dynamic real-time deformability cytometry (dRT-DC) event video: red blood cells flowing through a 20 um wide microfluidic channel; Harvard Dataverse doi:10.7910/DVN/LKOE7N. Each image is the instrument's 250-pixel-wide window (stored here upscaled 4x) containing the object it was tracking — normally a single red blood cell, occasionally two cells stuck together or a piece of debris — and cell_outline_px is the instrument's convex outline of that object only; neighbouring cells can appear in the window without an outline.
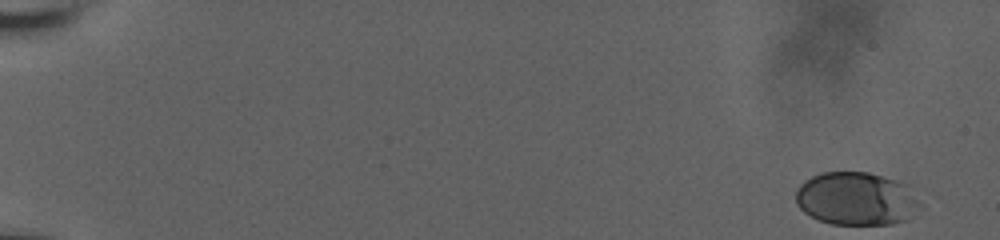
{"species": "human", "species_latin": "Homo sapiens", "temperature_condition": "room temperature", "stored_images_in_passage": 25, "camera_frame_rate_fps": 3000, "um_per_image_px": 0.085, "donor": {"sex": "male"}, "frame": {"image": 1, "passage_image": 1, "time_ms": 0.0, "image_size_px": [1000, 240], "cell_outline_px": [[924, 208], [904, 220], [892, 224], [832, 224], [820, 220], [804, 212], [796, 204], [796, 188], [804, 180], [820, 172], [868, 172], [896, 180], [908, 184], [924, 204]], "centroid_in_image_um": [72.84, 16.88], "position_along_channel_um": 12.2, "area_um2": 39.07}}
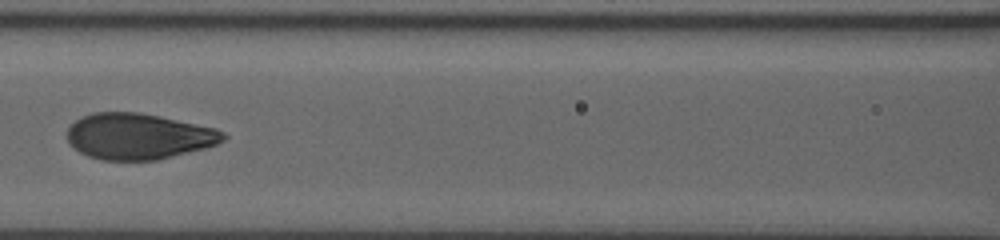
{"frame": {"image": 2, "passage_image": 22, "time_ms": 9.0, "image_size_px": [1000, 240], "cell_outline_px": [[228, 136], [224, 140], [216, 144], [204, 148], [156, 160], [100, 160], [88, 156], [80, 152], [68, 144], [68, 128], [80, 116], [92, 112], [140, 112], [160, 116], [216, 128], [224, 132]], "centroid_in_image_um": [11.75, 11.58], "position_along_channel_um": 154.8, "area_um2": 41.91}}
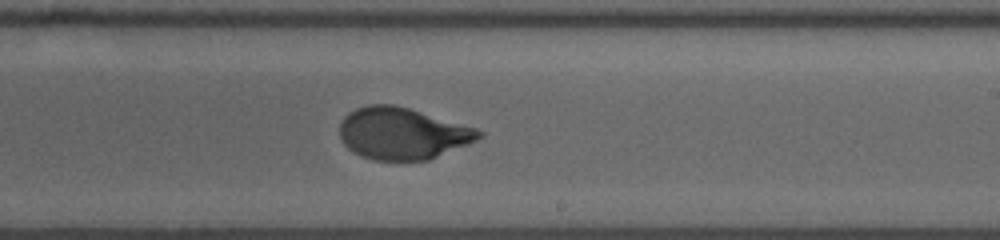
{"frame": {"image": 3, "passage_image": 25, "time_ms": 11.667, "image_size_px": [1000, 240], "cell_outline_px": [[484, 136], [468, 144], [428, 160], [372, 160], [360, 156], [348, 148], [340, 140], [340, 124], [344, 116], [348, 112], [356, 108], [368, 104], [392, 104], [408, 108], [476, 128], [484, 132]], "centroid_in_image_um": [34.18, 11.34], "position_along_channel_um": 254.8, "area_um2": 41.96}}